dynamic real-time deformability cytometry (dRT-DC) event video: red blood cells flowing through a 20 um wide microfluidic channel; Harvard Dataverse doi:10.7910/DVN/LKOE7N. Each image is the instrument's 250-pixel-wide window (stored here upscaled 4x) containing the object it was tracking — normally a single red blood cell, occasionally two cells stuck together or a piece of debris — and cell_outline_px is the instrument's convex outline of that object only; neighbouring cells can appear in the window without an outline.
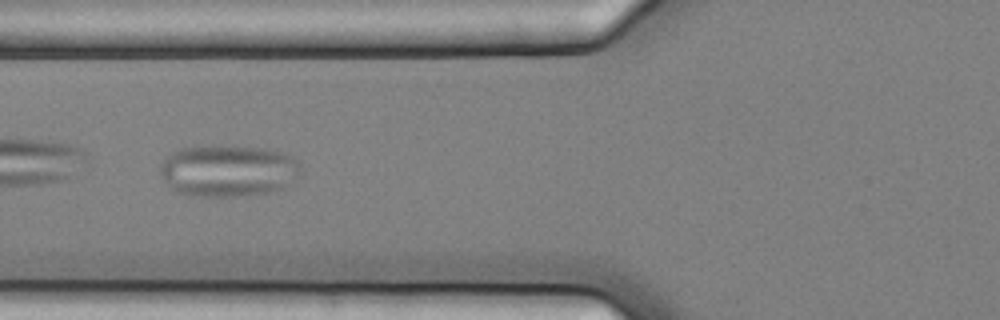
{"species": "common noctule bat (a hibernating species)", "species_latin": "Nyctalus noctula", "temperature_condition": "cold", "stored_images_in_passage": 7, "camera_frame_rate_fps": 3000, "um_per_image_px": 0.085, "animal": {"sex": "female", "body_mass_g": 25.1}, "frame": {"image": 1, "passage_image": 3, "time_ms": 0.667, "image_size_px": [1000, 320], "cell_outline_px": [[300, 176], [280, 188], [268, 192], [232, 196], [204, 196], [180, 192], [172, 188], [164, 180], [160, 172], [160, 164], [172, 152], [180, 148], [200, 144], [264, 148], [280, 152], [296, 160], [300, 164]], "centroid_in_image_um": [19.36, 14.47], "position_along_channel_um": 106.4, "area_um2": 42.19}}